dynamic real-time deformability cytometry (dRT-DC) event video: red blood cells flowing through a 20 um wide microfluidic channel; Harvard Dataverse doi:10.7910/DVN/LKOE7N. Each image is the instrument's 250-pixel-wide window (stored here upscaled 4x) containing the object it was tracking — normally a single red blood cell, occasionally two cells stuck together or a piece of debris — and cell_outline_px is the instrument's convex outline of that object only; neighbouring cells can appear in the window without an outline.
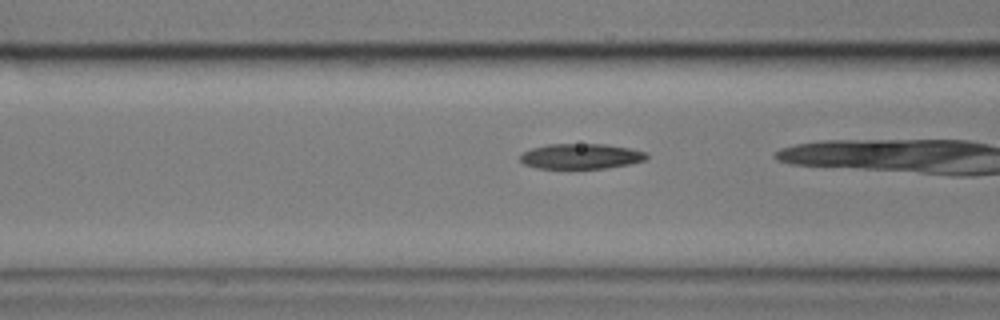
{"species": "common noctule bat (a hibernating species)", "species_latin": "Nyctalus noctula", "temperature_condition": "cold", "stored_images_in_passage": 47, "camera_frame_rate_fps": 3000, "um_per_image_px": 0.085, "animal": {"sex": "male", "body_mass_g": 17.9}, "frame": {"image": 1, "passage_image": 19, "time_ms": 6.0, "image_size_px": [1000, 320], "cell_outline_px": [[648, 156], [644, 160], [628, 164], [608, 168], [536, 168], [524, 164], [520, 160], [520, 156], [524, 152], [532, 148], [548, 144], [604, 144], [628, 148], [644, 152]], "centroid_in_image_um": [49.35, 13.28], "position_along_channel_um": 117.3, "area_um2": 18.38}}
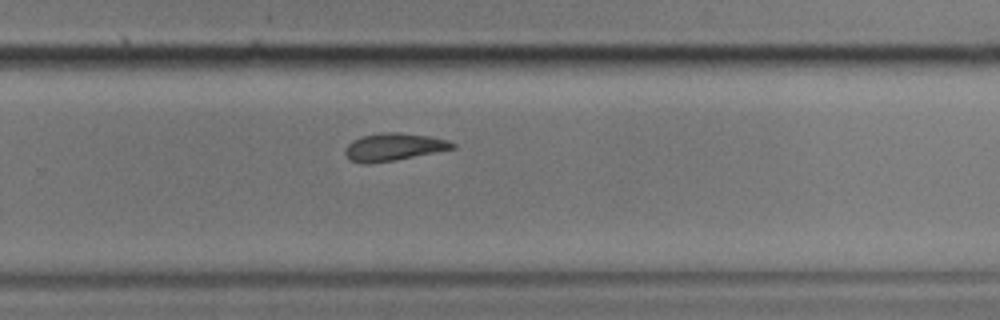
{"frame": {"image": 2, "passage_image": 32, "time_ms": 10.333, "image_size_px": [1000, 320], "cell_outline_px": [[456, 148], [396, 160], [368, 164], [352, 160], [344, 152], [344, 148], [352, 140], [364, 136], [380, 132], [400, 132], [428, 136], [448, 140], [456, 144]], "centroid_in_image_um": [33.48, 12.48], "position_along_channel_um": 296.3, "area_um2": 17.17}}
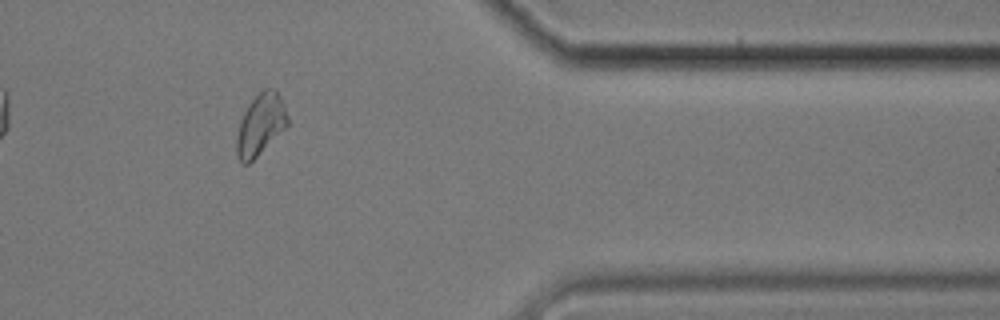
{"frame": {"image": 3, "passage_image": 42, "time_ms": 13.667, "image_size_px": [1000, 320], "cell_outline_px": [[288, 124], [248, 164], [244, 164], [236, 156], [236, 136], [240, 120], [248, 104], [264, 88], [276, 88], [284, 104], [288, 116]], "centroid_in_image_um": [22.13, 10.56], "position_along_channel_um": 389.3, "area_um2": 17.98}, "authors_computed_cell_mechanics": {"area_um2": 19.1318, "velocity_mm_per_s": 3.4359, "shape_relaxation_time_tau1_ms": 2.5661, "shape_relaxation_time_tau2_ms": 2.7805, "deformation_change_tau1": 0.0912, "deformation_change_tau2": 0.1011}}